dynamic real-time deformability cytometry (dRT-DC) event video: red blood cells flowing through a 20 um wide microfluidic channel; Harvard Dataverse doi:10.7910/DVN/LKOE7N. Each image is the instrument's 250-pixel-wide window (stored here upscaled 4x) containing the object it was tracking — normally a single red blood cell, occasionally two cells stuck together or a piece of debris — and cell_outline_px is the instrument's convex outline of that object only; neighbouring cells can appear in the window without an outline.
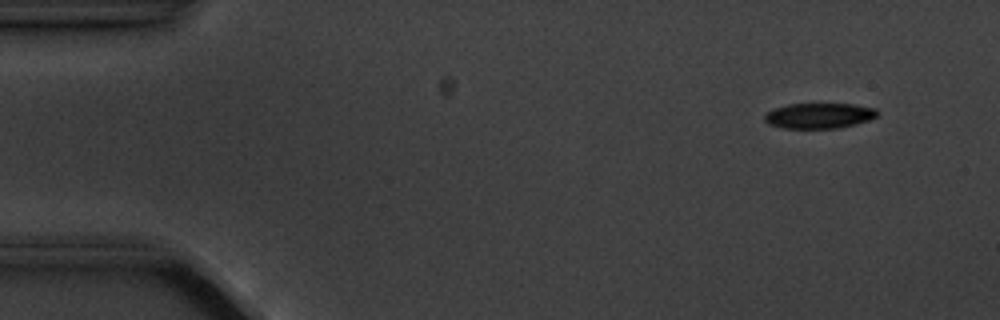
{"species": "common noctule bat (a hibernating species)", "species_latin": "Nyctalus noctula", "temperature_condition": "cold", "stored_images_in_passage": 5, "camera_frame_rate_fps": 3000, "um_per_image_px": 0.085, "animal": {"sex": "male", "body_mass_g": 20.1, "forearm_length_mm": 53.5}, "frame": {"image": 1, "passage_image": 2, "time_ms": 1.333, "image_size_px": [1000, 320], "cell_outline_px": [[876, 116], [868, 120], [856, 124], [840, 128], [784, 128], [768, 124], [764, 120], [764, 112], [772, 108], [788, 104], [852, 104], [876, 108]], "centroid_in_image_um": [69.56, 9.83], "position_along_channel_um": 15.4, "area_um2": 16.76}}